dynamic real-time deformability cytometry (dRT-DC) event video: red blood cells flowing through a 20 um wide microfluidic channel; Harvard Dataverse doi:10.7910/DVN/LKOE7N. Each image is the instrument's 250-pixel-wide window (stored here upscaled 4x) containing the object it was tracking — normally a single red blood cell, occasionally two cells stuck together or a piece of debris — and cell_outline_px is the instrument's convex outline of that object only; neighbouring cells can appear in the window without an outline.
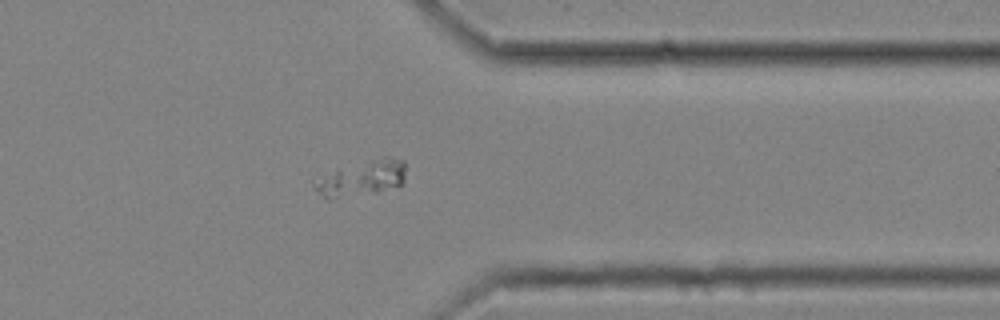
{"species": "common noctule bat (a hibernating species)", "species_latin": "Nyctalus noctula", "temperature_condition": "cold", "stored_images_in_passage": 39, "camera_frame_rate_fps": 3000, "um_per_image_px": 0.085, "animal": {"sex": "female", "body_mass_g": 25.1}, "frame": {"image": 1, "passage_image": 28, "time_ms": 9.0, "image_size_px": [1000, 320], "cell_outline_px": [[404, 184], [376, 192], [332, 200], [328, 200], [312, 184], [336, 168], [384, 156], [392, 156], [404, 160]], "centroid_in_image_um": [30.79, 15.14], "position_along_channel_um": 380.6, "area_um2": 18.9}}
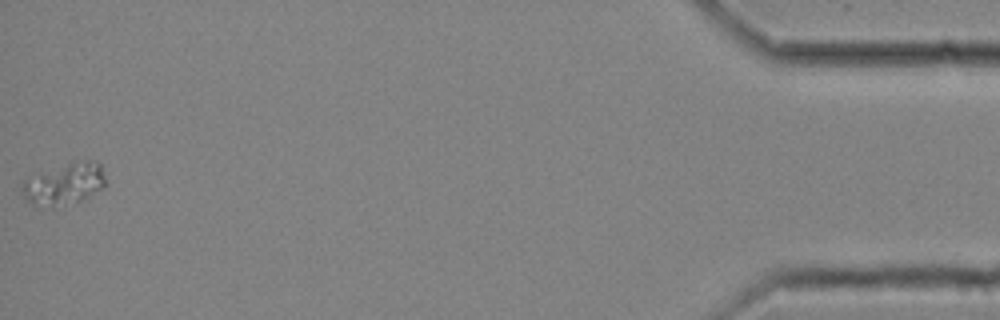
{"frame": {"image": 2, "passage_image": 39, "time_ms": 12.667, "image_size_px": [1000, 320], "cell_outline_px": [[104, 184], [100, 188], [84, 200], [52, 208], [32, 204], [28, 200], [20, 188], [20, 184], [28, 176], [72, 160], [88, 160], [100, 164], [104, 176]], "centroid_in_image_um": [5.41, 15.62], "position_along_channel_um": 429.8, "area_um2": 20.52}}